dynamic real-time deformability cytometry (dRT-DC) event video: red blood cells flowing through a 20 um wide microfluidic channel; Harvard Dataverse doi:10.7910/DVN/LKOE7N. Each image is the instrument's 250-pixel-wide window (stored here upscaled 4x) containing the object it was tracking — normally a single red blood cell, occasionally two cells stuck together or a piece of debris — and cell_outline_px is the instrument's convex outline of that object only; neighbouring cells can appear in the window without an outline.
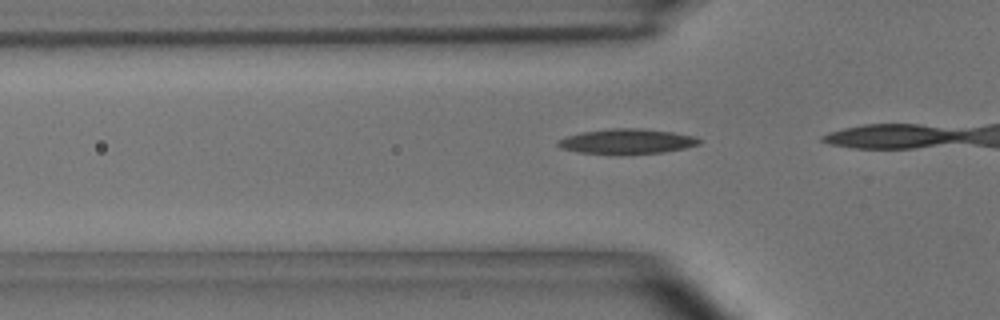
{"species": "common noctule bat (a hibernating species)", "species_latin": "Nyctalus noctula", "temperature_condition": "room temperature", "stored_images_in_passage": 8, "camera_frame_rate_fps": 3000, "um_per_image_px": 0.085, "animal": {"sex": "male", "body_mass_g": 15.6}, "frame": {"image": 1, "passage_image": 3, "time_ms": 0.667, "image_size_px": [1000, 320], "cell_outline_px": [[700, 144], [684, 148], [664, 152], [580, 152], [560, 148], [556, 144], [560, 140], [568, 136], [584, 132], [608, 128], [640, 128], [672, 132], [692, 136], [700, 140]], "centroid_in_image_um": [53.3, 11.98], "position_along_channel_um": 72.5, "area_um2": 19.59}}